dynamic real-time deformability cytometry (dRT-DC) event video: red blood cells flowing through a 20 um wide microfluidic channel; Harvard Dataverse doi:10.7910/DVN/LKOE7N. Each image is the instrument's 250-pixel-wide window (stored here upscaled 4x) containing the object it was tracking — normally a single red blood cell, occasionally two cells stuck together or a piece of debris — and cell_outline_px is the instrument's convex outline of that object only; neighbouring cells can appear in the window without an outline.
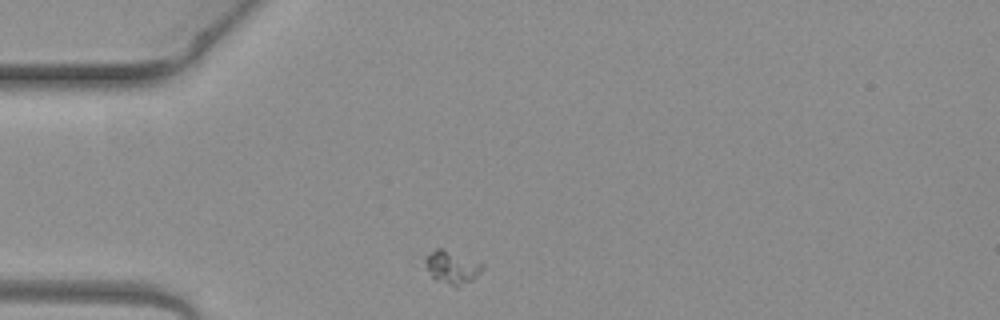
{"species": "common noctule bat (a hibernating species)", "species_latin": "Nyctalus noctula", "temperature_condition": "warm", "stored_images_in_passage": 2, "camera_frame_rate_fps": 3000, "um_per_image_px": 0.085, "animal": {"sex": "female", "body_mass_g": 19.3, "forearm_length_mm": 54.1}, "frame": {"image": 1, "passage_image": 1, "time_ms": 0.0, "image_size_px": [1000, 320], "cell_outline_px": [[484, 268], [472, 280], [456, 288], [436, 280], [432, 276], [424, 260], [424, 256], [436, 248], [444, 248], [484, 264]], "centroid_in_image_um": [38.42, 22.71], "position_along_channel_um": 46.6, "area_um2": 10.98}}
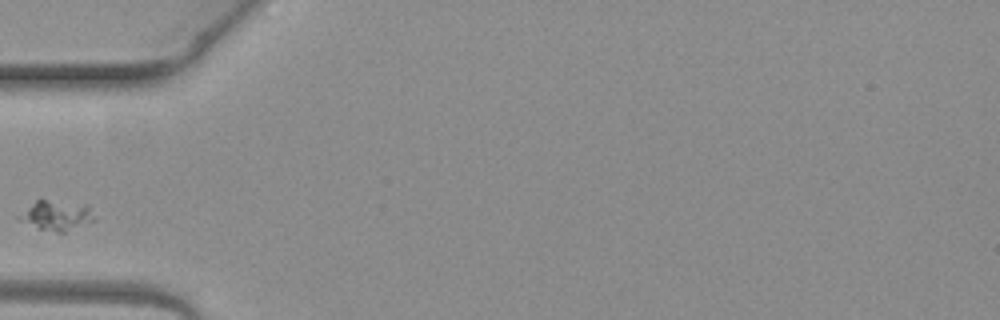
{"frame": {"image": 2, "passage_image": 2, "time_ms": 0.333, "image_size_px": [1000, 320], "cell_outline_px": [[96, 220], [64, 232], [56, 232], [36, 228], [16, 220], [12, 216], [16, 212], [36, 200], [44, 200], [88, 204]], "centroid_in_image_um": [4.68, 18.31], "position_along_channel_um": 80.3, "area_um2": 13.58}}